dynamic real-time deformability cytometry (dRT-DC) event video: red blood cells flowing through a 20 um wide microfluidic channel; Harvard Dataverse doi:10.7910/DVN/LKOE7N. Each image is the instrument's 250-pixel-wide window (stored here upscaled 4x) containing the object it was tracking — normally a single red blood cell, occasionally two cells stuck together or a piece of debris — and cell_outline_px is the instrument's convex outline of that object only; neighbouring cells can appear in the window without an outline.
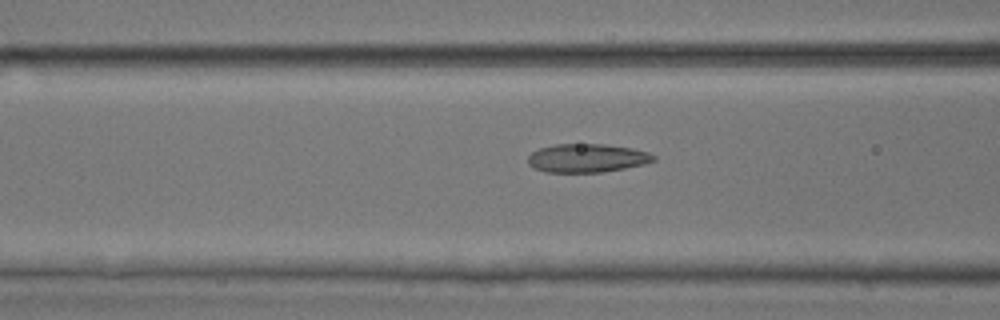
{"species": "common noctule bat (a hibernating species)", "species_latin": "Nyctalus noctula", "temperature_condition": "room temperature", "stored_images_in_passage": 37, "camera_frame_rate_fps": 3000, "um_per_image_px": 0.085, "animal": {"sex": "male", "body_mass_g": 17.9, "forearm_length_mm": 54.2}, "frame": {"image": 1, "passage_image": 6, "time_ms": 1.667, "image_size_px": [1000, 320], "cell_outline_px": [[656, 160], [644, 164], [604, 172], [544, 172], [532, 168], [528, 164], [528, 156], [532, 152], [540, 148], [556, 144], [604, 144], [632, 148], [648, 152], [656, 156]], "centroid_in_image_um": [49.88, 13.44], "position_along_channel_um": 116.7, "area_um2": 20.98}}
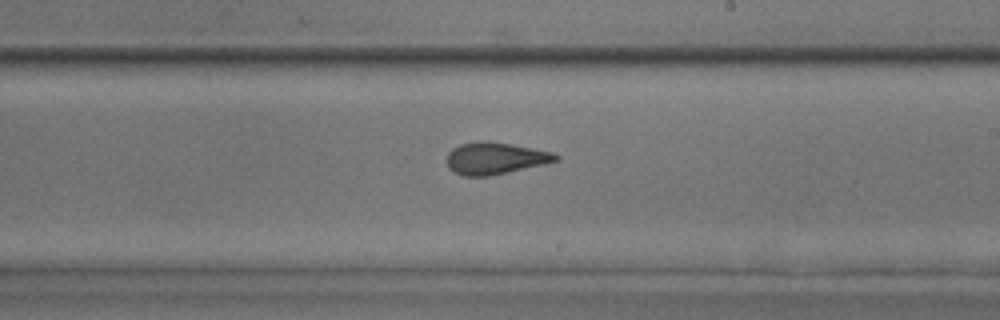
{"frame": {"image": 2, "passage_image": 16, "time_ms": 5.0, "image_size_px": [1000, 320], "cell_outline_px": [[560, 160], [544, 164], [508, 172], [488, 176], [464, 176], [448, 168], [448, 152], [452, 148], [460, 144], [476, 140], [488, 140], [512, 144], [552, 152], [560, 156]], "centroid_in_image_um": [42.09, 13.43], "position_along_channel_um": 246.9, "area_um2": 20.35}}
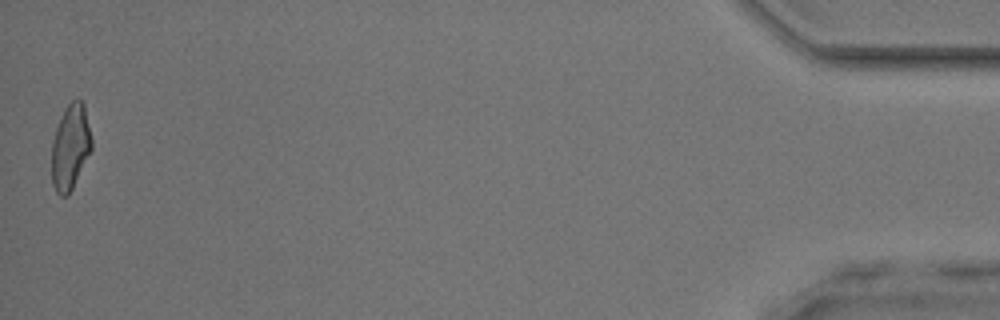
{"frame": {"image": 3, "passage_image": 37, "time_ms": 12.0, "image_size_px": [1000, 320], "cell_outline_px": [[92, 148], [68, 196], [60, 196], [56, 192], [52, 184], [52, 140], [56, 128], [64, 108], [76, 96], [84, 104], [92, 140]], "centroid_in_image_um": [5.97, 12.47], "position_along_channel_um": 429.2, "area_um2": 19.83}, "authors_computed_cell_mechanics": {"area_um2": 20.0566, "velocity_mm_per_s": 3.9233, "shape_relaxation_time_tau1_ms": null, "shape_relaxation_time_tau2_ms": 1.5827, "deformation_change_tau1": null, "deformation_change_tau2": 0.0907}}